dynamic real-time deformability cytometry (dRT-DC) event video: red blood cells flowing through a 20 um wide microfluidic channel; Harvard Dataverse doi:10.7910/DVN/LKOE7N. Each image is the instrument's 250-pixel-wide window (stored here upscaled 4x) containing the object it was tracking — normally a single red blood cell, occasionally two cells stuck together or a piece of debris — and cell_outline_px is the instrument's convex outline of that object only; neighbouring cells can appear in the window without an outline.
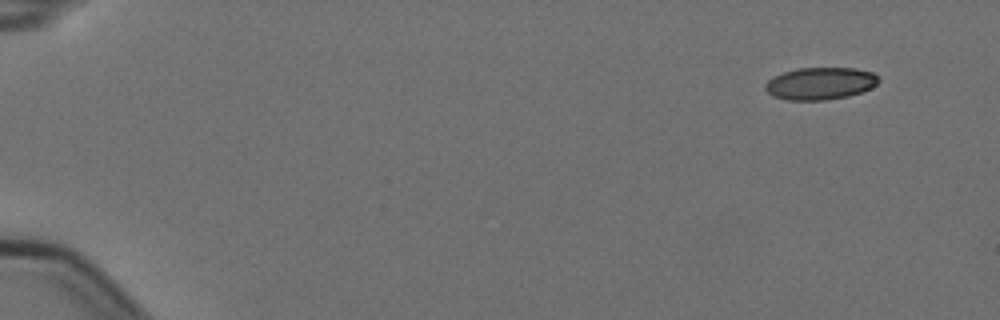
{"species": "Egyptian fruit bat (a non-hibernating species)", "species_latin": "Rousettus aegyptiacus", "temperature_condition": "cold", "stored_images_in_passage": 6, "segment_of_instrument_passage": [1, 2], "camera_frame_rate_fps": 3000, "um_per_image_px": 0.085, "animal": {"sex": "female"}, "frame": {"image": 1, "passage_image": 1, "time_ms": 0.0, "image_size_px": [1000, 320], "cell_outline_px": [[880, 80], [872, 88], [848, 96], [824, 100], [788, 100], [772, 96], [764, 88], [764, 84], [768, 80], [784, 72], [796, 68], [856, 68], [872, 72]], "centroid_in_image_um": [69.71, 7.09], "position_along_channel_um": 15.3, "area_um2": 21.27}}
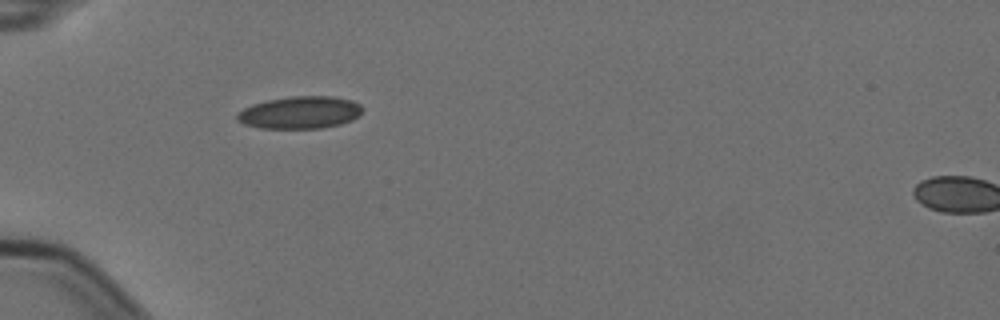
{"frame": {"image": 2, "passage_image": 5, "time_ms": 1.333, "image_size_px": [1000, 320], "cell_outline_px": [[364, 108], [360, 116], [352, 120], [340, 124], [324, 128], [260, 128], [244, 124], [236, 120], [236, 112], [252, 104], [268, 100], [292, 96], [332, 96], [352, 100], [360, 104]], "centroid_in_image_um": [25.51, 9.56], "position_along_channel_um": 59.5, "area_um2": 23.87}}